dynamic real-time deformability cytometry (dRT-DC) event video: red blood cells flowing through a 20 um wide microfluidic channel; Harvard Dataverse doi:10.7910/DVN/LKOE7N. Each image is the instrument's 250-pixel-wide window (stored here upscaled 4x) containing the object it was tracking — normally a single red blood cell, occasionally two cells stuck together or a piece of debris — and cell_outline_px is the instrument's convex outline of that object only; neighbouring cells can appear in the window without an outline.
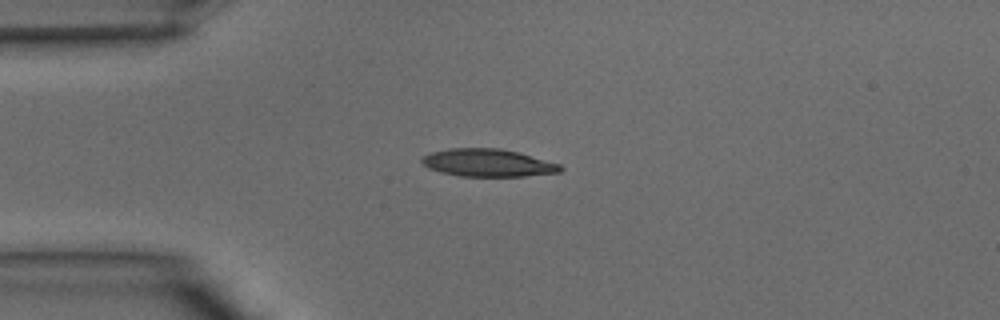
{"species": "common noctule bat (a hibernating species)", "species_latin": "Nyctalus noctula", "temperature_condition": "warm", "stored_images_in_passage": 38, "camera_frame_rate_fps": 3000, "um_per_image_px": 0.085, "animal": {"sex": "male", "body_mass_g": 15.6}, "frame": {"image": 1, "passage_image": 9, "time_ms": 2.667, "image_size_px": [1000, 320], "cell_outline_px": [[564, 168], [560, 172], [524, 176], [460, 176], [440, 172], [428, 168], [420, 160], [424, 156], [432, 152], [448, 148], [500, 148], [516, 152], [560, 164]], "centroid_in_image_um": [41.45, 13.84], "position_along_channel_um": 43.5, "area_um2": 22.14}}
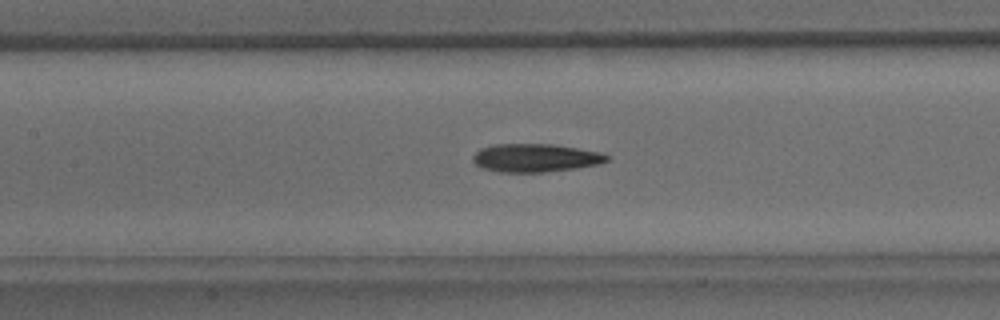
{"frame": {"image": 2, "passage_image": 17, "time_ms": 5.333, "image_size_px": [1000, 320], "cell_outline_px": [[608, 160], [596, 164], [576, 168], [544, 172], [500, 172], [480, 168], [472, 160], [472, 156], [480, 148], [496, 144], [552, 144], [600, 152], [608, 156]], "centroid_in_image_um": [45.45, 13.42], "position_along_channel_um": 162.0, "area_um2": 21.91}}
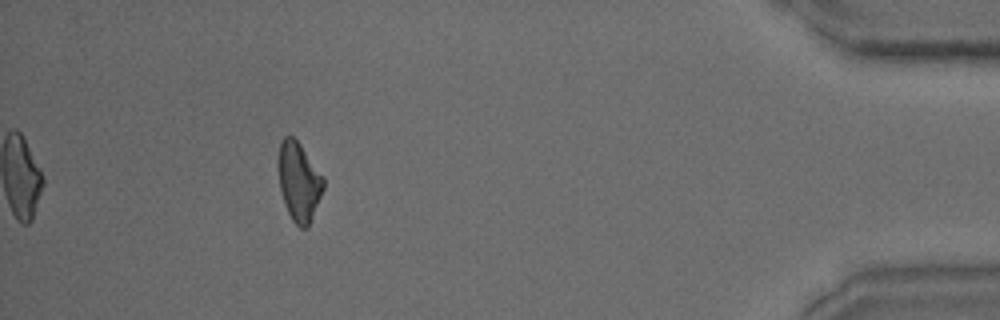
{"frame": {"image": 3, "passage_image": 35, "time_ms": 11.333, "image_size_px": [1000, 320], "cell_outline_px": [[324, 188], [308, 228], [300, 228], [292, 220], [284, 204], [280, 188], [276, 168], [276, 160], [280, 140], [284, 136], [292, 136], [300, 144], [324, 176]], "centroid_in_image_um": [25.37, 15.41], "position_along_channel_um": 409.8, "area_um2": 21.21}}